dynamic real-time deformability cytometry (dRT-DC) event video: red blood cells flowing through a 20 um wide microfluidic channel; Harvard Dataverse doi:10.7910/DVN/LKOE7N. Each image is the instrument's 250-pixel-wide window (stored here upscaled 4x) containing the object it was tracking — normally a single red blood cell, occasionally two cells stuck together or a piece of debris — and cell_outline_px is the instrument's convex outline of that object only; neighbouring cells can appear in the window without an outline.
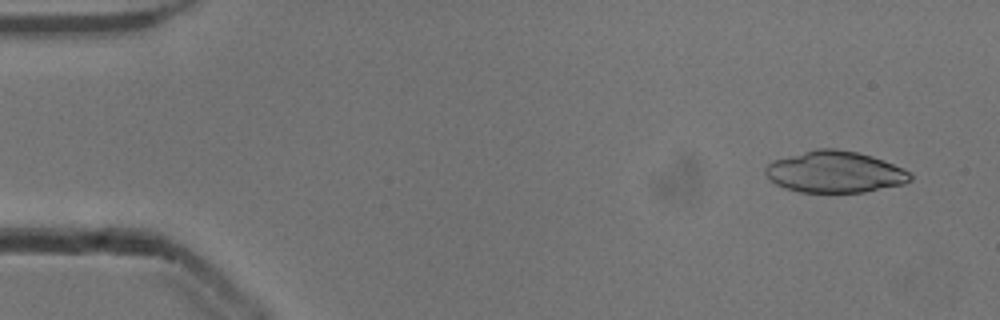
{"species": "common noctule bat (a hibernating species)", "species_latin": "Nyctalus noctula", "temperature_condition": "cold", "stored_images_in_passage": 50, "camera_frame_rate_fps": 3000, "um_per_image_px": 0.085, "animal": {"sex": "male", "body_mass_g": 13.3}, "frame": {"image": 1, "passage_image": 2, "time_ms": 0.333, "image_size_px": [1000, 320], "cell_outline_px": [[912, 180], [904, 184], [864, 192], [800, 192], [784, 188], [776, 184], [764, 172], [764, 168], [772, 160], [816, 148], [836, 148], [856, 152], [872, 156], [884, 160], [904, 168], [912, 172]], "centroid_in_image_um": [70.99, 14.61], "position_along_channel_um": 14.0, "area_um2": 35.26}}